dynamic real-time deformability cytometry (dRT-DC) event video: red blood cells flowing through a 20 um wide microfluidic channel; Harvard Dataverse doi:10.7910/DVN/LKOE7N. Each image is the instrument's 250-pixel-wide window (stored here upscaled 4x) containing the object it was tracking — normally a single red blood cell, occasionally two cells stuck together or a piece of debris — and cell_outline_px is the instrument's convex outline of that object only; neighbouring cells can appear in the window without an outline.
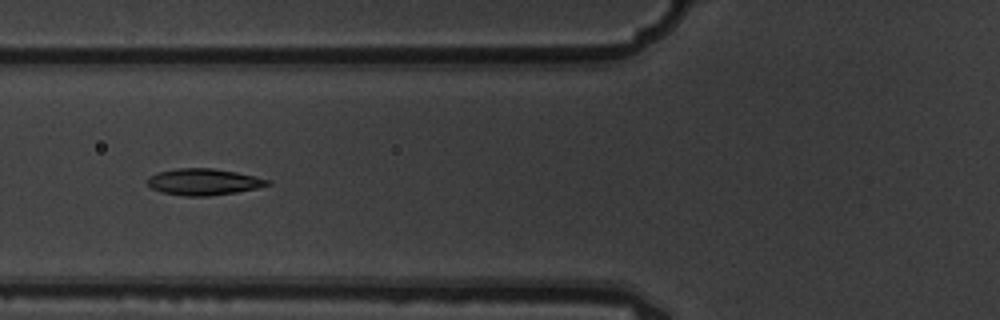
{"species": "common noctule bat (a hibernating species)", "species_latin": "Nyctalus noctula", "temperature_condition": "warm", "stored_images_in_passage": 8, "camera_frame_rate_fps": 3000, "um_per_image_px": 0.085, "animal": {"sex": "male", "body_mass_g": 19.5, "forearm_length_mm": 54.6}, "frame": {"image": 1, "passage_image": 7, "time_ms": 2.0, "image_size_px": [1000, 320], "cell_outline_px": [[272, 184], [256, 188], [236, 192], [208, 196], [184, 196], [160, 192], [152, 188], [148, 184], [148, 176], [156, 172], [176, 168], [212, 168], [236, 172], [272, 180]], "centroid_in_image_um": [17.3, 15.45], "position_along_channel_um": 108.5, "area_um2": 18.61}}
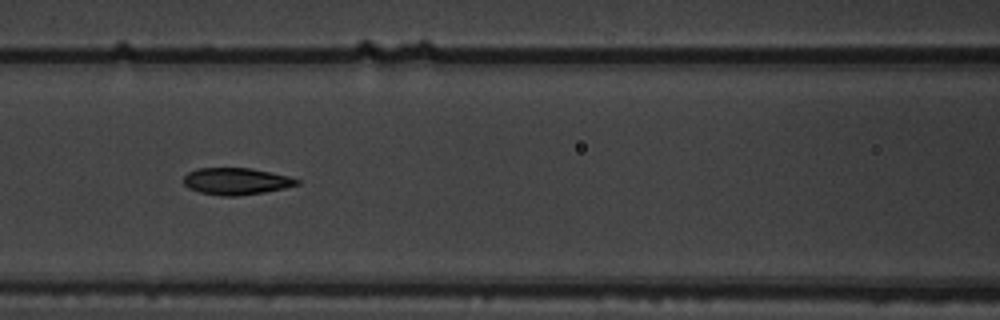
{"frame": {"image": 2, "passage_image": 8, "time_ms": 2.333, "image_size_px": [1000, 320], "cell_outline_px": [[300, 184], [284, 188], [264, 192], [236, 196], [220, 196], [200, 192], [188, 188], [184, 184], [184, 176], [188, 172], [200, 168], [248, 168], [288, 176], [300, 180]], "centroid_in_image_um": [20.06, 15.41], "position_along_channel_um": 146.5, "area_um2": 17.57}}